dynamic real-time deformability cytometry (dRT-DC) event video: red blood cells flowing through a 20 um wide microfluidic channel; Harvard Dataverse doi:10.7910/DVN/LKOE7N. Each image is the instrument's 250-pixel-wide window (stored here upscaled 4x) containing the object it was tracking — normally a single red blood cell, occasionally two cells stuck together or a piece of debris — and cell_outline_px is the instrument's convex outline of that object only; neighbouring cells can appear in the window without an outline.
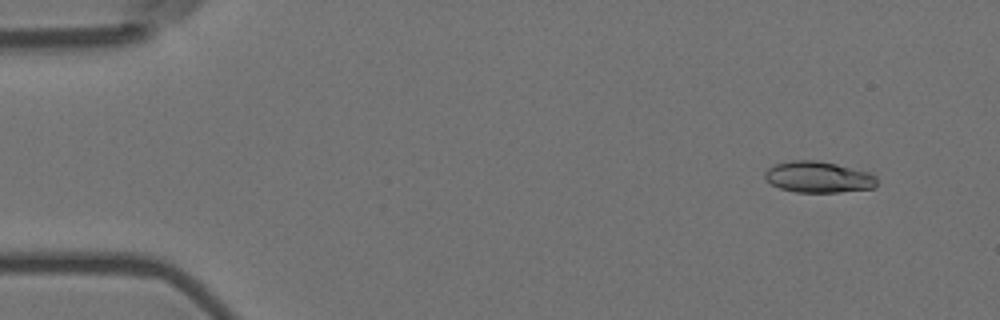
{"species": "Egyptian fruit bat (a non-hibernating species)", "species_latin": "Rousettus aegyptiacus", "temperature_condition": "room temperature", "stored_images_in_passage": 10, "camera_frame_rate_fps": 3000, "um_per_image_px": 0.085, "animal": {"sex": "female"}, "frame": {"image": 1, "passage_image": 1, "time_ms": 0.0, "image_size_px": [1000, 320], "cell_outline_px": [[876, 188], [840, 192], [796, 192], [780, 188], [772, 184], [764, 176], [764, 172], [768, 168], [776, 164], [792, 160], [816, 160], [836, 164], [872, 172], [876, 176]], "centroid_in_image_um": [69.6, 15.05], "position_along_channel_um": 15.4, "area_um2": 20.46}}
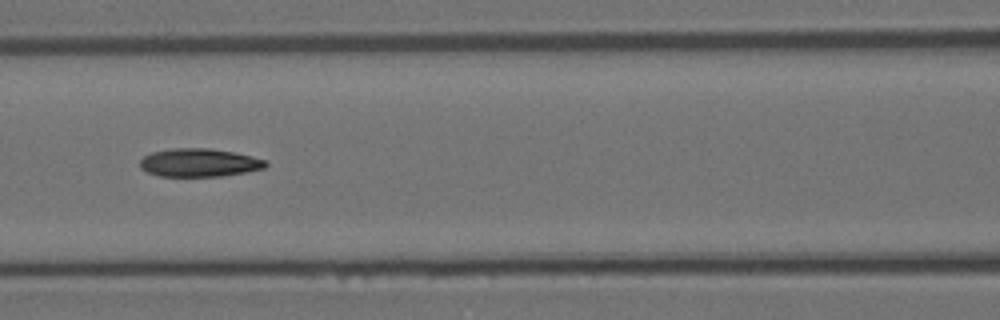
{"frame": {"image": 2, "passage_image": 6, "time_ms": 1.667, "image_size_px": [1000, 320], "cell_outline_px": [[268, 164], [264, 168], [244, 172], [220, 176], [160, 176], [148, 172], [140, 168], [140, 160], [144, 156], [152, 152], [172, 148], [208, 148], [232, 152], [268, 160]], "centroid_in_image_um": [16.92, 13.82], "position_along_channel_um": 149.7, "area_um2": 20.52}}
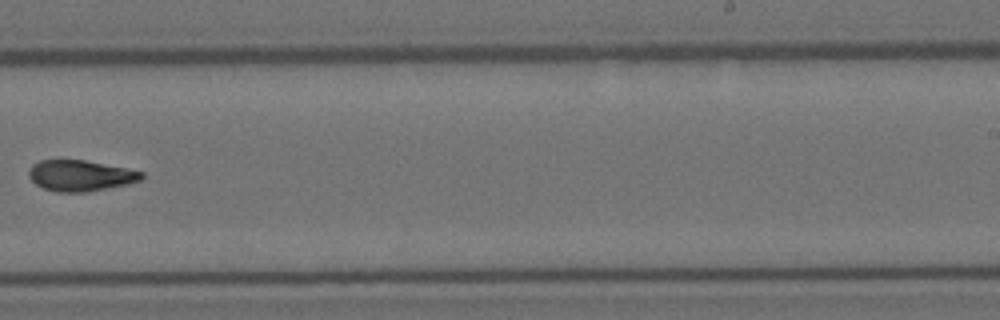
{"frame": {"image": 3, "passage_image": 9, "time_ms": 2.667, "image_size_px": [1000, 320], "cell_outline_px": [[144, 176], [140, 180], [128, 184], [88, 192], [56, 192], [44, 188], [36, 184], [28, 176], [28, 172], [32, 164], [40, 160], [84, 160], [144, 172]], "centroid_in_image_um": [6.82, 14.93], "position_along_channel_um": 282.2, "area_um2": 20.23}}